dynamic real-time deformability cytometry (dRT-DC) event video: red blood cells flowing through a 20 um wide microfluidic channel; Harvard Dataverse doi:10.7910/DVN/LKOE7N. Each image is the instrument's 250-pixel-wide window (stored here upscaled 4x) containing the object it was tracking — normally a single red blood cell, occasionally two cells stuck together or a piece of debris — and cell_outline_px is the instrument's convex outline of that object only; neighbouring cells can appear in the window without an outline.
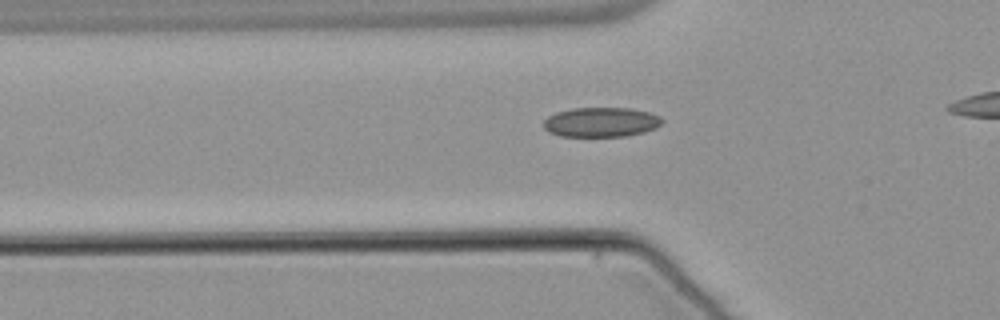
{"species": "common noctule bat (a hibernating species)", "species_latin": "Nyctalus noctula", "temperature_condition": "warm", "stored_images_in_passage": 30, "camera_frame_rate_fps": 3000, "um_per_image_px": 0.085, "animal": {"sex": "male", "body_mass_g": 21.5, "forearm_length_mm": 52.0}, "frame": {"image": 1, "passage_image": 4, "time_ms": 1.0, "image_size_px": [1000, 320], "cell_outline_px": [[664, 120], [656, 128], [644, 132], [624, 136], [560, 136], [548, 132], [544, 128], [544, 120], [548, 116], [556, 112], [572, 108], [632, 108], [648, 112], [660, 116]], "centroid_in_image_um": [51.09, 10.38], "position_along_channel_um": 74.7, "area_um2": 20.52}}
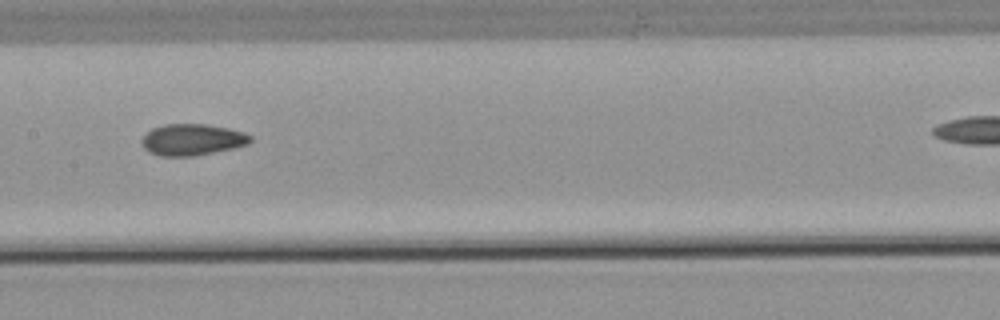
{"frame": {"image": 2, "passage_image": 13, "time_ms": 4.0, "image_size_px": [1000, 320], "cell_outline_px": [[252, 140], [248, 144], [236, 148], [196, 156], [160, 156], [148, 152], [144, 148], [140, 140], [152, 128], [164, 124], [208, 124], [228, 128], [244, 132], [252, 136]], "centroid_in_image_um": [16.36, 11.88], "position_along_channel_um": 191.0, "area_um2": 20.17}}
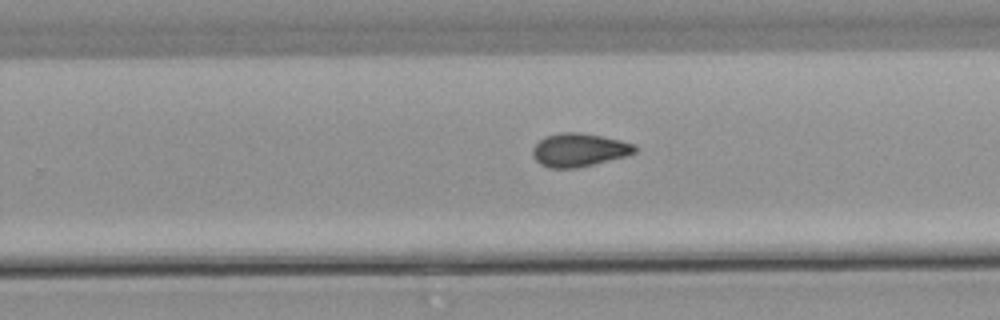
{"frame": {"image": 3, "passage_image": 20, "time_ms": 6.333, "image_size_px": [1000, 320], "cell_outline_px": [[636, 152], [624, 156], [576, 168], [548, 168], [540, 164], [532, 156], [532, 148], [544, 136], [560, 132], [580, 132], [620, 140], [636, 144]], "centroid_in_image_um": [49.18, 12.74], "position_along_channel_um": 280.6, "area_um2": 19.77}}